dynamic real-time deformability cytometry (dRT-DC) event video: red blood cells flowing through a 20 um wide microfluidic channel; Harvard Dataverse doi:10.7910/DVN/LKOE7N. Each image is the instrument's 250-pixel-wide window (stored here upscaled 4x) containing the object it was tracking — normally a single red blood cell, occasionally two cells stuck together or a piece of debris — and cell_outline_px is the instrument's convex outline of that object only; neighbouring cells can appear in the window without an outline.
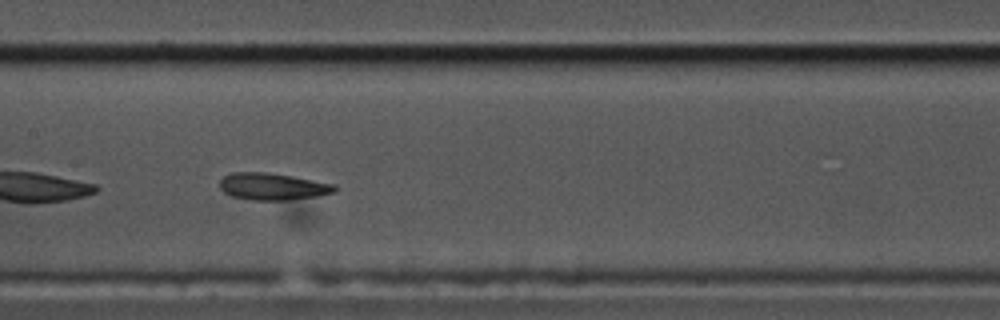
{"species": "common noctule bat (a hibernating species)", "species_latin": "Nyctalus noctula", "temperature_condition": "cold", "stored_images_in_passage": 55, "segment_of_instrument_passage": [2, 2], "camera_frame_rate_fps": 3000, "um_per_image_px": 0.085, "animal": {"sex": "male", "body_mass_g": 17.5, "forearm_length_mm": 52.3}, "frame": {"image": 1, "passage_image": 27, "time_ms": 8.667, "image_size_px": [1000, 320], "cell_outline_px": [[336, 192], [316, 196], [288, 200], [252, 200], [232, 196], [224, 192], [220, 188], [220, 180], [224, 176], [232, 172], [268, 172], [292, 176], [336, 184]], "centroid_in_image_um": [23.18, 15.85], "position_along_channel_um": 184.2, "area_um2": 18.09}}
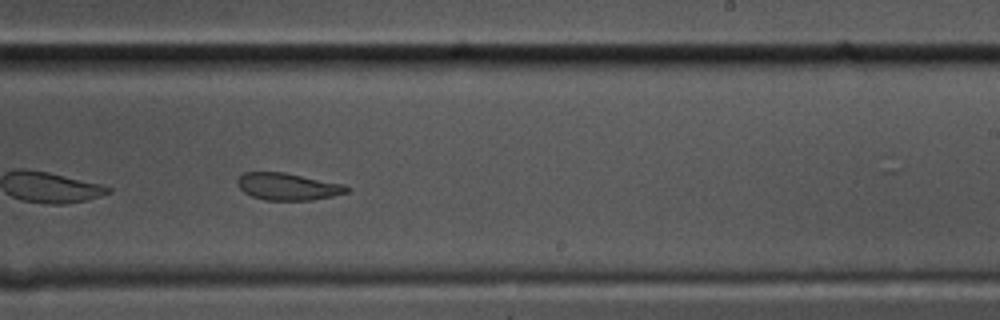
{"frame": {"image": 2, "passage_image": 34, "time_ms": 11.0, "image_size_px": [1000, 320], "cell_outline_px": [[348, 192], [332, 196], [312, 200], [264, 200], [252, 196], [244, 192], [236, 184], [236, 180], [244, 172], [284, 172], [344, 184], [348, 188]], "centroid_in_image_um": [24.43, 15.85], "position_along_channel_um": 264.6, "area_um2": 17.22}}
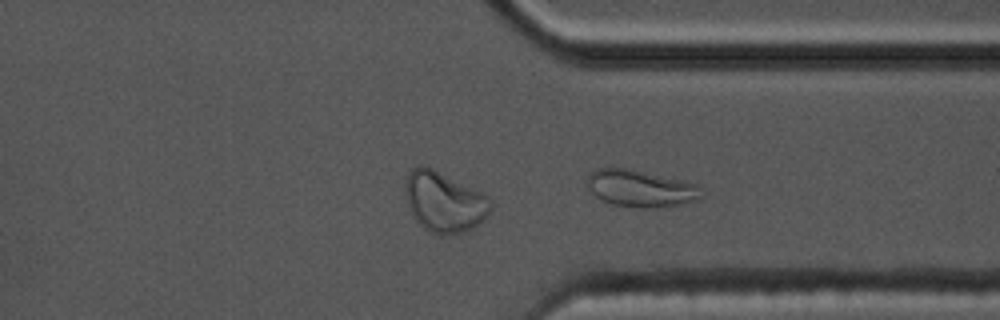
{"frame": {"image": 3, "passage_image": 42, "time_ms": 13.667, "image_size_px": [1000, 320], "cell_outline_px": [[704, 196], [700, 200], [680, 204], [652, 208], [644, 208], [612, 204], [600, 200], [592, 192], [584, 180], [588, 172], [596, 168], [624, 168], [684, 180], [700, 184]], "centroid_in_image_um": [54.46, 16.01], "position_along_channel_um": 356.9, "area_um2": 24.97}}